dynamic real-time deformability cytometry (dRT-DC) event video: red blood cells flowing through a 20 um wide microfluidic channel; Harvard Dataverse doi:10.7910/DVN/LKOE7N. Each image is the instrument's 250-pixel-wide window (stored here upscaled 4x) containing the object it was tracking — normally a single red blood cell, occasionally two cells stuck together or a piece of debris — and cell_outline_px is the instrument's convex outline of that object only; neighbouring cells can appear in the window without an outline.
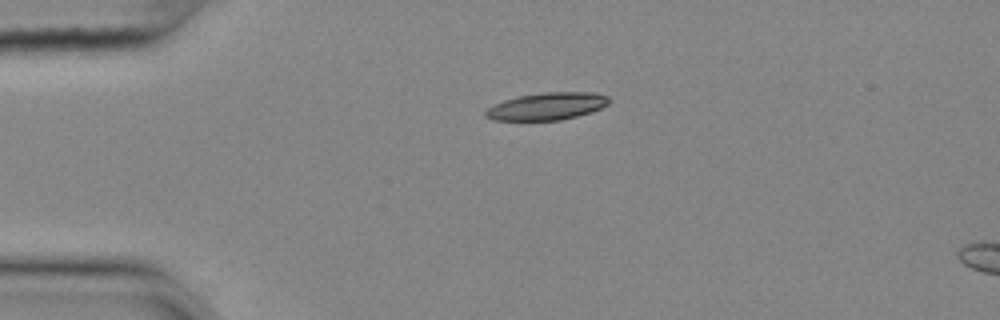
{"species": "common noctule bat (a hibernating species)", "species_latin": "Nyctalus noctula", "temperature_condition": "cold", "stored_images_in_passage": 6, "camera_frame_rate_fps": 3000, "um_per_image_px": 0.085, "animal": {"sex": "female", "body_mass_g": 25.1}, "frame": {"image": 1, "passage_image": 1, "time_ms": 0.0, "image_size_px": [1000, 320], "cell_outline_px": [[608, 104], [592, 112], [560, 120], [492, 120], [484, 116], [484, 112], [488, 108], [504, 100], [520, 96], [544, 92], [596, 92], [608, 96]], "centroid_in_image_um": [46.5, 9.03], "position_along_channel_um": 38.5, "area_um2": 19.54}}